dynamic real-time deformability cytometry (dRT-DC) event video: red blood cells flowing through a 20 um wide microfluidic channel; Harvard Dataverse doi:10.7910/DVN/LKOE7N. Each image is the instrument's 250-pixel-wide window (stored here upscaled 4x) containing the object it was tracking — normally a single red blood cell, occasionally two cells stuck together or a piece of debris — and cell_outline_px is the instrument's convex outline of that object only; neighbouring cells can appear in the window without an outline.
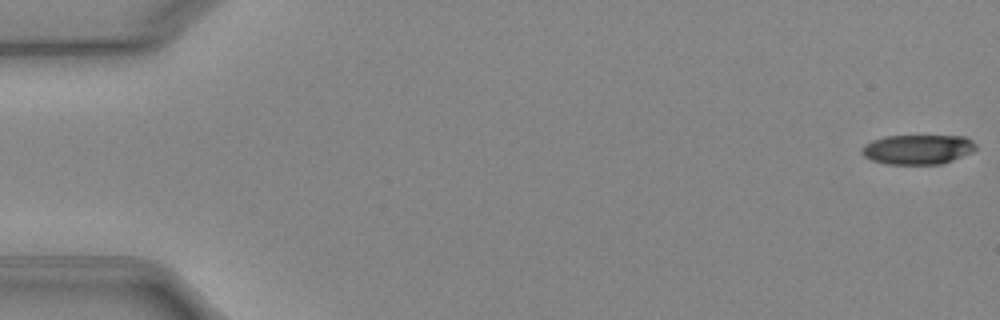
{"species": "Egyptian fruit bat (a non-hibernating species)", "species_latin": "Rousettus aegyptiacus", "temperature_condition": "cold", "stored_images_in_passage": 52, "camera_frame_rate_fps": 3000, "um_per_image_px": 0.085, "animal": {"sex": "female"}, "frame": {"image": 1, "passage_image": 1, "time_ms": 0.0, "image_size_px": [1000, 320], "cell_outline_px": [[976, 148], [972, 152], [952, 160], [940, 164], [888, 164], [872, 160], [864, 156], [860, 152], [860, 148], [864, 144], [872, 140], [884, 136], [964, 136], [972, 140], [976, 144]], "centroid_in_image_um": [77.98, 12.69], "position_along_channel_um": 7.0, "area_um2": 19.77}}
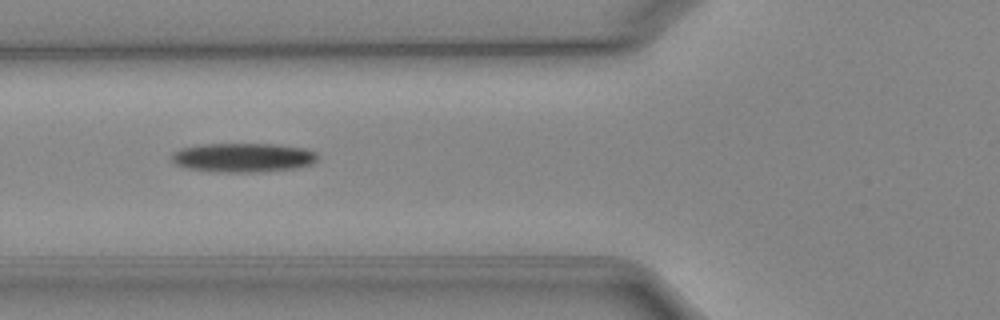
{"frame": {"image": 2, "passage_image": 20, "time_ms": 6.333, "image_size_px": [1000, 320], "cell_outline_px": [[316, 160], [312, 164], [292, 168], [252, 172], [224, 172], [188, 168], [176, 164], [172, 160], [172, 152], [180, 148], [200, 144], [272, 144], [304, 148], [316, 152]], "centroid_in_image_um": [20.63, 13.38], "position_along_channel_um": 105.2, "area_um2": 24.45}}
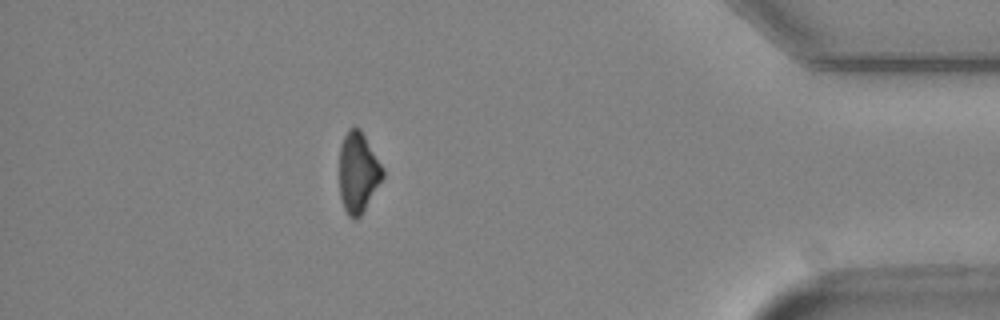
{"frame": {"image": 3, "passage_image": 46, "time_ms": 15.0, "image_size_px": [1000, 320], "cell_outline_px": [[384, 176], [360, 216], [352, 220], [348, 216], [344, 208], [340, 196], [340, 144], [348, 128], [360, 128], [384, 168]], "centroid_in_image_um": [30.44, 14.65], "position_along_channel_um": 404.8, "area_um2": 20.23}, "authors_computed_cell_mechanics": {"area_um2": 22.5131, "velocity_mm_per_s": 3.9521, "shape_relaxation_time_tau1_ms": 2.2138, "shape_relaxation_time_tau2_ms": null, "deformation_change_tau1": 0.1245, "deformation_change_tau2": null}}